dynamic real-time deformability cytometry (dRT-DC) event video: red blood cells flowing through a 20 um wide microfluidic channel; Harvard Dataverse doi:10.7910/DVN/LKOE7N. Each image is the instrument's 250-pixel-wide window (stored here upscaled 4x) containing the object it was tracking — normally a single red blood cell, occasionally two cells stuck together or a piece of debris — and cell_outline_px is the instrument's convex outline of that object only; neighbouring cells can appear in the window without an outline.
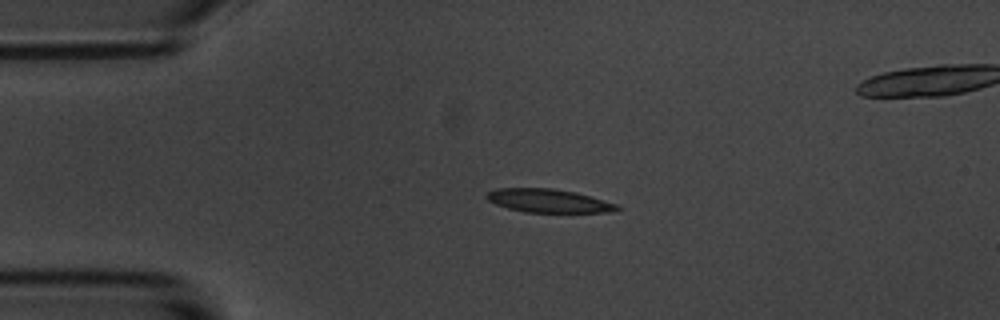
{"species": "common noctule bat (a hibernating species)", "species_latin": "Nyctalus noctula", "temperature_condition": "room temperature", "stored_images_in_passage": 4, "segment_of_instrument_passage": [1, 2], "camera_frame_rate_fps": 3000, "um_per_image_px": 0.085, "animal": {"sex": "male", "body_mass_g": 20.1, "forearm_length_mm": 53.5}, "frame": {"image": 1, "passage_image": 2, "time_ms": 1.333, "image_size_px": [1000, 320], "cell_outline_px": [[620, 208], [608, 212], [524, 212], [508, 208], [496, 204], [488, 200], [484, 196], [488, 192], [496, 188], [552, 188], [576, 192], [616, 204]], "centroid_in_image_um": [46.56, 17.06], "position_along_channel_um": 38.4, "area_um2": 17.63}}